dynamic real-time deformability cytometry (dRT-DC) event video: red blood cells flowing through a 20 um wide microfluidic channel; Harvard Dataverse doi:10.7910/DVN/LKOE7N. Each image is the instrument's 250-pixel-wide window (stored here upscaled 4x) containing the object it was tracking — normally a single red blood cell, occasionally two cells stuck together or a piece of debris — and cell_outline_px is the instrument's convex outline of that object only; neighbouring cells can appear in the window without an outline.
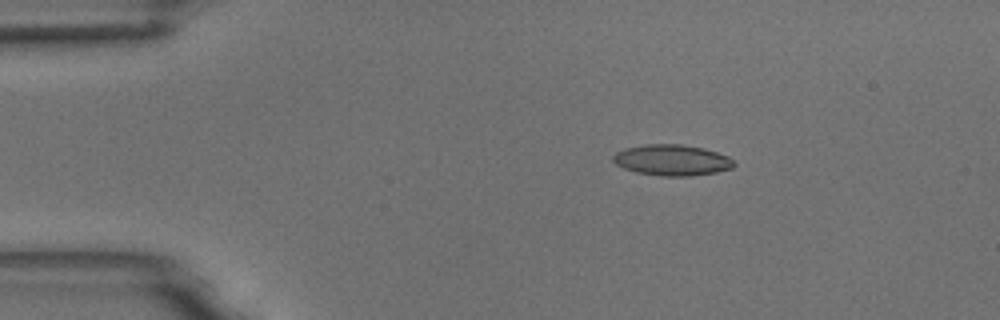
{"species": "common noctule bat (a hibernating species)", "species_latin": "Nyctalus noctula", "temperature_condition": "room temperature", "stored_images_in_passage": 35, "camera_frame_rate_fps": 3000, "um_per_image_px": 0.085, "animal": {"sex": "male", "body_mass_g": 18.8}, "frame": {"image": 1, "passage_image": 1, "time_ms": 0.0, "image_size_px": [1000, 320], "cell_outline_px": [[736, 164], [732, 168], [716, 172], [692, 176], [660, 176], [636, 172], [624, 168], [616, 164], [612, 160], [612, 156], [616, 152], [624, 148], [644, 144], [680, 144], [704, 148], [728, 156]], "centroid_in_image_um": [57.1, 13.61], "position_along_channel_um": 27.9, "area_um2": 21.91}}
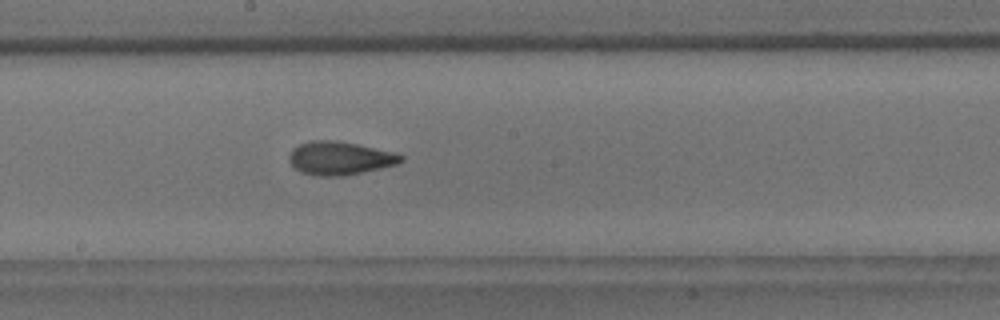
{"frame": {"image": 2, "passage_image": 21, "time_ms": 6.667, "image_size_px": [1000, 320], "cell_outline_px": [[404, 160], [396, 164], [380, 168], [344, 176], [320, 176], [300, 172], [288, 160], [288, 156], [292, 148], [300, 144], [312, 140], [332, 140], [356, 144], [396, 152], [404, 156]], "centroid_in_image_um": [28.88, 13.44], "position_along_channel_um": 219.3, "area_um2": 21.68}}
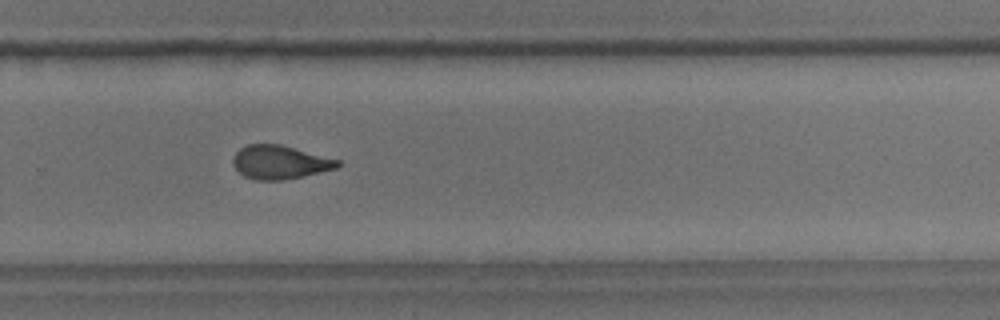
{"frame": {"image": 3, "passage_image": 28, "time_ms": 9.0, "image_size_px": [1000, 320], "cell_outline_px": [[340, 164], [336, 168], [304, 176], [284, 180], [256, 180], [244, 176], [232, 164], [232, 160], [236, 152], [240, 148], [248, 144], [280, 144], [340, 160]], "centroid_in_image_um": [23.77, 13.79], "position_along_channel_um": 306.0, "area_um2": 20.4}, "authors_computed_cell_mechanics": {"area_um2": 21.0392, "velocity_mm_per_s": 3.7339, "shape_relaxation_time_tau1_ms": 10.2889, "shape_relaxation_time_tau2_ms": 1.822, "deformation_change_tau1": 0.2403, "deformation_change_tau2": 0.0851}}